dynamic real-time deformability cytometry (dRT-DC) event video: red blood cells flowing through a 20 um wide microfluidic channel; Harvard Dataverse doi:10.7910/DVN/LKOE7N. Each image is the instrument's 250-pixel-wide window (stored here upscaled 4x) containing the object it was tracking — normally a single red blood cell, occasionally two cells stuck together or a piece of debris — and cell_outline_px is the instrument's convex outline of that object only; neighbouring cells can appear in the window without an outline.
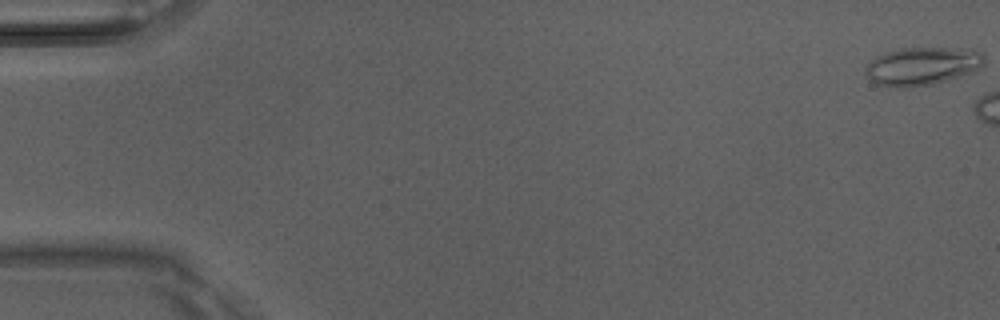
{"species": "Egyptian fruit bat (a non-hibernating species)", "species_latin": "Rousettus aegyptiacus", "temperature_condition": "room temperature", "stored_images_in_passage": 6, "camera_frame_rate_fps": 3000, "um_per_image_px": 0.085, "animal": {"sex": "male"}, "frame": {"image": 1, "passage_image": 1, "time_ms": 0.0, "image_size_px": [1000, 320], "cell_outline_px": [[984, 64], [980, 68], [972, 72], [948, 80], [932, 84], [904, 88], [896, 88], [876, 84], [868, 80], [864, 72], [864, 68], [876, 56], [884, 52], [900, 48], [972, 48], [980, 52], [984, 56]], "centroid_in_image_um": [78.36, 5.62], "position_along_channel_um": 6.6, "area_um2": 26.76}}